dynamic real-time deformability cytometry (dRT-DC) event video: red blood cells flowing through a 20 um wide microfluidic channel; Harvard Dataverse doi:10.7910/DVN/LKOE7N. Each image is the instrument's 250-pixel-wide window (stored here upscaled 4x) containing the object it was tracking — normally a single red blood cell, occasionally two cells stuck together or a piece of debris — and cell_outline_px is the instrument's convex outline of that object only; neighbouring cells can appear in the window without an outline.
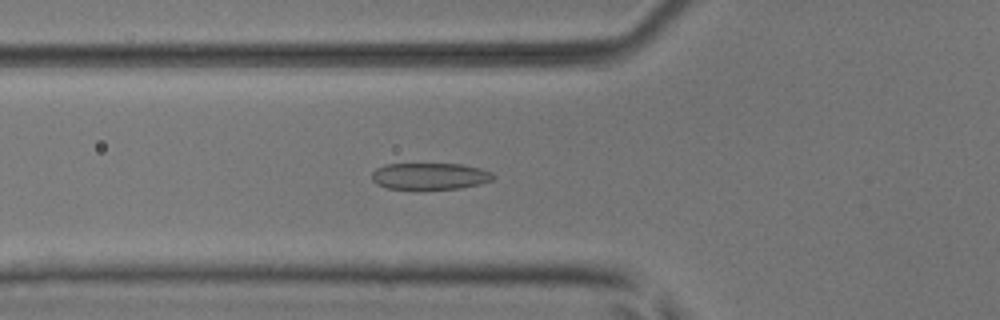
{"species": "common noctule bat (a hibernating species)", "species_latin": "Nyctalus noctula", "temperature_condition": "room temperature", "stored_images_in_passage": 51, "camera_frame_rate_fps": 3000, "um_per_image_px": 0.085, "animal": {"sex": "male", "body_mass_g": 17.9, "forearm_length_mm": 54.2}, "frame": {"image": 1, "passage_image": 19, "time_ms": 6.0, "image_size_px": [1000, 320], "cell_outline_px": [[496, 176], [492, 180], [480, 184], [460, 188], [416, 192], [388, 188], [376, 184], [372, 180], [372, 172], [376, 168], [384, 164], [460, 164], [480, 168], [492, 172]], "centroid_in_image_um": [36.51, 15.02], "position_along_channel_um": 89.3, "area_um2": 19.71}}
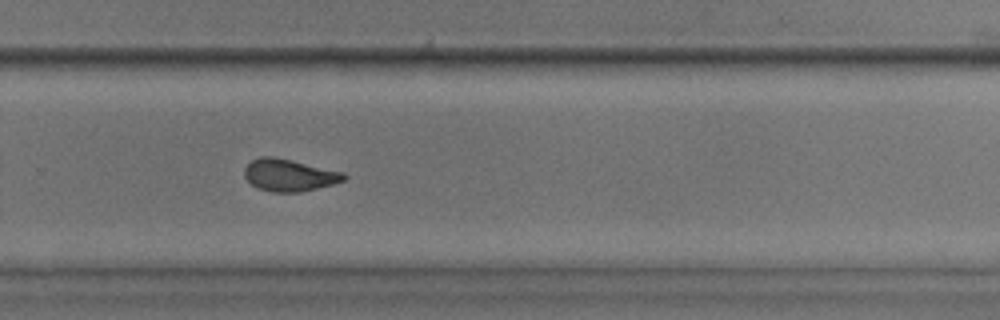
{"frame": {"image": 2, "passage_image": 35, "time_ms": 11.333, "image_size_px": [1000, 320], "cell_outline_px": [[348, 176], [344, 180], [332, 184], [300, 192], [272, 192], [260, 188], [252, 184], [244, 176], [244, 168], [252, 160], [260, 156], [272, 156], [344, 172]], "centroid_in_image_um": [24.58, 14.88], "position_along_channel_um": 305.2, "area_um2": 18.38}}
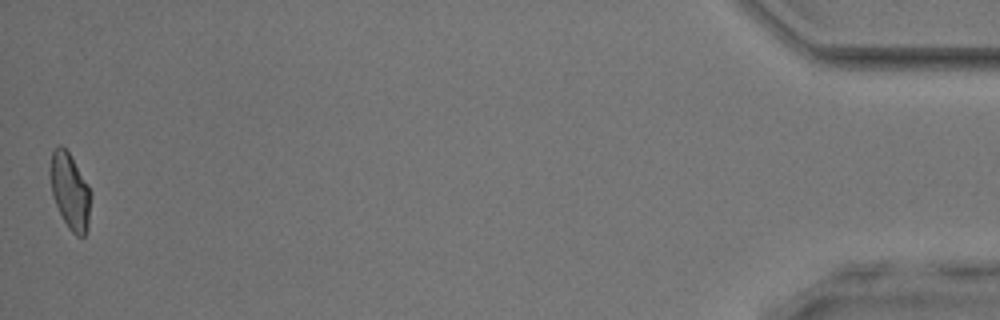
{"frame": {"image": 3, "passage_image": 51, "time_ms": 16.667, "image_size_px": [1000, 320], "cell_outline_px": [[92, 196], [88, 228], [84, 236], [76, 236], [68, 228], [52, 196], [48, 176], [48, 168], [52, 152], [60, 144], [68, 152], [92, 192]], "centroid_in_image_um": [5.94, 16.26], "position_along_channel_um": 429.3, "area_um2": 18.21}, "authors_computed_cell_mechanics": {"area_um2": 18.9584, "velocity_mm_per_s": 4.0592, "shape_relaxation_time_tau1_ms": 6.7138, "shape_relaxation_time_tau2_ms": 1.3428, "deformation_change_tau1": 0.1907, "deformation_change_tau2": 0.0799}}